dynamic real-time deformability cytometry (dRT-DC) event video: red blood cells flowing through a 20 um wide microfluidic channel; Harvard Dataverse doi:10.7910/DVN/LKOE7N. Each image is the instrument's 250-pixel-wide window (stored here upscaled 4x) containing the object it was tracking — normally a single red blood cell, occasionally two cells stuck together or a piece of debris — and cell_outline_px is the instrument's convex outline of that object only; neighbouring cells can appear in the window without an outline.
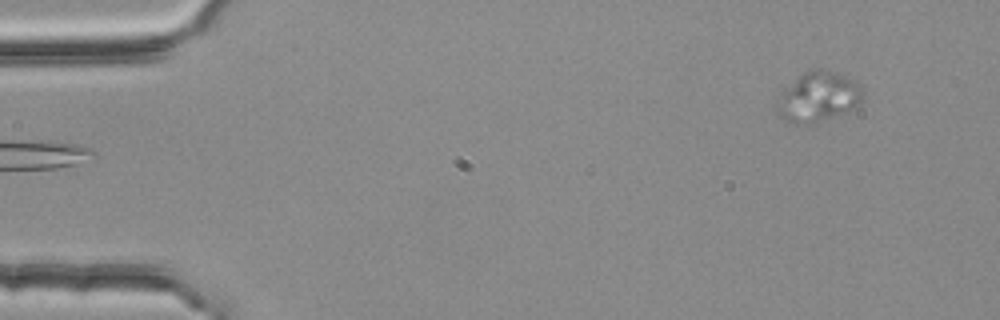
{"species": "common noctule bat (a hibernating species)", "species_latin": "Nyctalus noctula", "temperature_condition": "room temperature", "stored_images_in_passage": 4, "camera_frame_rate_fps": 3000, "um_per_image_px": 0.085, "animal": {"sex": "female", "body_mass_g": 25.1}, "frame": {"image": 1, "passage_image": 4, "time_ms": 1.0, "image_size_px": [1000, 320], "cell_outline_px": [[864, 100], [856, 108], [816, 120], [796, 124], [780, 116], [776, 112], [776, 104], [784, 92], [808, 68], [820, 68], [832, 72], [852, 80], [860, 84], [864, 88]], "centroid_in_image_um": [69.61, 8.2], "position_along_channel_um": 15.4, "area_um2": 24.04}}